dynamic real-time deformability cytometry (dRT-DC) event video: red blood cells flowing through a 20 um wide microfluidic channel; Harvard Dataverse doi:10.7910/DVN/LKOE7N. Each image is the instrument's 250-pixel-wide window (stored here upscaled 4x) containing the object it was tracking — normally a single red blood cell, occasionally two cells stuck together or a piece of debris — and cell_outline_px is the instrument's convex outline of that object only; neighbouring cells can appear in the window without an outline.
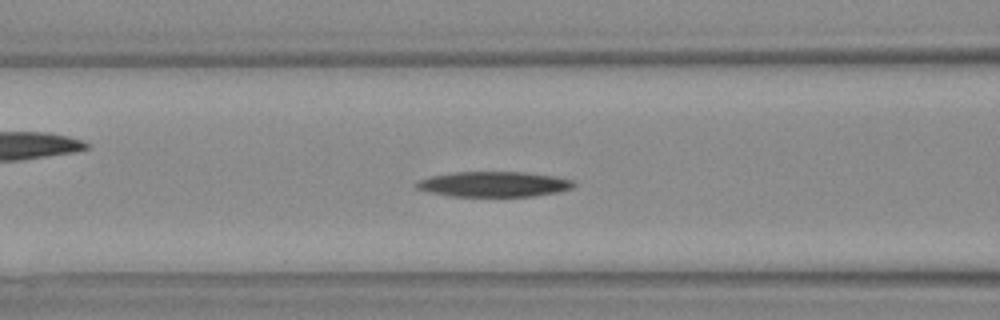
{"species": "Egyptian fruit bat (a non-hibernating species)", "species_latin": "Rousettus aegyptiacus", "temperature_condition": "warm", "stored_images_in_passage": 32, "camera_frame_rate_fps": 3000, "um_per_image_px": 0.085, "animal": {"sex": "female"}, "frame": {"image": 1, "passage_image": 10, "time_ms": 3.0, "image_size_px": [1000, 320], "cell_outline_px": [[576, 184], [572, 188], [560, 192], [532, 196], [448, 196], [428, 192], [416, 188], [416, 184], [420, 180], [432, 176], [452, 172], [524, 172], [556, 176], [576, 180]], "centroid_in_image_um": [42.04, 15.65], "position_along_channel_um": 124.6, "area_um2": 23.29}}